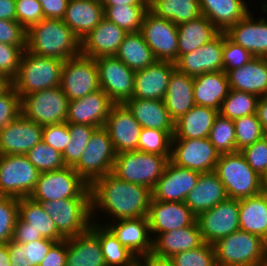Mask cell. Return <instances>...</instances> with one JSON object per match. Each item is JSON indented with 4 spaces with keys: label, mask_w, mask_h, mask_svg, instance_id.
Instances as JSON below:
<instances>
[{
    "label": "cell",
    "mask_w": 267,
    "mask_h": 266,
    "mask_svg": "<svg viewBox=\"0 0 267 266\" xmlns=\"http://www.w3.org/2000/svg\"><path fill=\"white\" fill-rule=\"evenodd\" d=\"M19 198L0 196V243H9L18 219Z\"/></svg>",
    "instance_id": "obj_51"
},
{
    "label": "cell",
    "mask_w": 267,
    "mask_h": 266,
    "mask_svg": "<svg viewBox=\"0 0 267 266\" xmlns=\"http://www.w3.org/2000/svg\"><path fill=\"white\" fill-rule=\"evenodd\" d=\"M138 266H174V264L170 258L159 257L150 253L138 260Z\"/></svg>",
    "instance_id": "obj_64"
},
{
    "label": "cell",
    "mask_w": 267,
    "mask_h": 266,
    "mask_svg": "<svg viewBox=\"0 0 267 266\" xmlns=\"http://www.w3.org/2000/svg\"><path fill=\"white\" fill-rule=\"evenodd\" d=\"M56 242L57 241L42 238L25 243V245H28L29 265L39 266V264L42 262V260L49 252L50 248Z\"/></svg>",
    "instance_id": "obj_59"
},
{
    "label": "cell",
    "mask_w": 267,
    "mask_h": 266,
    "mask_svg": "<svg viewBox=\"0 0 267 266\" xmlns=\"http://www.w3.org/2000/svg\"><path fill=\"white\" fill-rule=\"evenodd\" d=\"M105 17L127 33L140 31L148 5L103 6Z\"/></svg>",
    "instance_id": "obj_43"
},
{
    "label": "cell",
    "mask_w": 267,
    "mask_h": 266,
    "mask_svg": "<svg viewBox=\"0 0 267 266\" xmlns=\"http://www.w3.org/2000/svg\"><path fill=\"white\" fill-rule=\"evenodd\" d=\"M256 114L261 123L264 133L267 135V96L259 97Z\"/></svg>",
    "instance_id": "obj_66"
},
{
    "label": "cell",
    "mask_w": 267,
    "mask_h": 266,
    "mask_svg": "<svg viewBox=\"0 0 267 266\" xmlns=\"http://www.w3.org/2000/svg\"><path fill=\"white\" fill-rule=\"evenodd\" d=\"M127 32L104 17L100 23L81 40V54L99 58L115 56Z\"/></svg>",
    "instance_id": "obj_25"
},
{
    "label": "cell",
    "mask_w": 267,
    "mask_h": 266,
    "mask_svg": "<svg viewBox=\"0 0 267 266\" xmlns=\"http://www.w3.org/2000/svg\"><path fill=\"white\" fill-rule=\"evenodd\" d=\"M44 18L62 19L69 0H39Z\"/></svg>",
    "instance_id": "obj_62"
},
{
    "label": "cell",
    "mask_w": 267,
    "mask_h": 266,
    "mask_svg": "<svg viewBox=\"0 0 267 266\" xmlns=\"http://www.w3.org/2000/svg\"><path fill=\"white\" fill-rule=\"evenodd\" d=\"M60 87L69 101L100 90L95 59L82 54L66 59L62 66Z\"/></svg>",
    "instance_id": "obj_12"
},
{
    "label": "cell",
    "mask_w": 267,
    "mask_h": 266,
    "mask_svg": "<svg viewBox=\"0 0 267 266\" xmlns=\"http://www.w3.org/2000/svg\"><path fill=\"white\" fill-rule=\"evenodd\" d=\"M147 219L154 239V235L193 225L196 215L185 202H164L151 198Z\"/></svg>",
    "instance_id": "obj_20"
},
{
    "label": "cell",
    "mask_w": 267,
    "mask_h": 266,
    "mask_svg": "<svg viewBox=\"0 0 267 266\" xmlns=\"http://www.w3.org/2000/svg\"><path fill=\"white\" fill-rule=\"evenodd\" d=\"M262 182L264 186H267V171L266 174L262 177Z\"/></svg>",
    "instance_id": "obj_70"
},
{
    "label": "cell",
    "mask_w": 267,
    "mask_h": 266,
    "mask_svg": "<svg viewBox=\"0 0 267 266\" xmlns=\"http://www.w3.org/2000/svg\"><path fill=\"white\" fill-rule=\"evenodd\" d=\"M116 152L104 127L96 128L73 169L90 185L99 177L112 172Z\"/></svg>",
    "instance_id": "obj_10"
},
{
    "label": "cell",
    "mask_w": 267,
    "mask_h": 266,
    "mask_svg": "<svg viewBox=\"0 0 267 266\" xmlns=\"http://www.w3.org/2000/svg\"><path fill=\"white\" fill-rule=\"evenodd\" d=\"M27 30L16 20L0 19V42L26 48Z\"/></svg>",
    "instance_id": "obj_57"
},
{
    "label": "cell",
    "mask_w": 267,
    "mask_h": 266,
    "mask_svg": "<svg viewBox=\"0 0 267 266\" xmlns=\"http://www.w3.org/2000/svg\"><path fill=\"white\" fill-rule=\"evenodd\" d=\"M140 33L157 61L175 63L178 60V31L173 22L157 17L148 10L143 17Z\"/></svg>",
    "instance_id": "obj_14"
},
{
    "label": "cell",
    "mask_w": 267,
    "mask_h": 266,
    "mask_svg": "<svg viewBox=\"0 0 267 266\" xmlns=\"http://www.w3.org/2000/svg\"><path fill=\"white\" fill-rule=\"evenodd\" d=\"M0 19L16 20L15 0H0Z\"/></svg>",
    "instance_id": "obj_65"
},
{
    "label": "cell",
    "mask_w": 267,
    "mask_h": 266,
    "mask_svg": "<svg viewBox=\"0 0 267 266\" xmlns=\"http://www.w3.org/2000/svg\"><path fill=\"white\" fill-rule=\"evenodd\" d=\"M200 172L167 164L164 174L152 189V199L164 202H184L198 182Z\"/></svg>",
    "instance_id": "obj_18"
},
{
    "label": "cell",
    "mask_w": 267,
    "mask_h": 266,
    "mask_svg": "<svg viewBox=\"0 0 267 266\" xmlns=\"http://www.w3.org/2000/svg\"><path fill=\"white\" fill-rule=\"evenodd\" d=\"M26 156L30 163L37 168L40 173L54 171L65 167L62 154L43 141L39 142L29 150L26 153Z\"/></svg>",
    "instance_id": "obj_47"
},
{
    "label": "cell",
    "mask_w": 267,
    "mask_h": 266,
    "mask_svg": "<svg viewBox=\"0 0 267 266\" xmlns=\"http://www.w3.org/2000/svg\"><path fill=\"white\" fill-rule=\"evenodd\" d=\"M0 266H10L8 243H0Z\"/></svg>",
    "instance_id": "obj_69"
},
{
    "label": "cell",
    "mask_w": 267,
    "mask_h": 266,
    "mask_svg": "<svg viewBox=\"0 0 267 266\" xmlns=\"http://www.w3.org/2000/svg\"><path fill=\"white\" fill-rule=\"evenodd\" d=\"M42 136L43 126L20 114L0 129V155H26Z\"/></svg>",
    "instance_id": "obj_17"
},
{
    "label": "cell",
    "mask_w": 267,
    "mask_h": 266,
    "mask_svg": "<svg viewBox=\"0 0 267 266\" xmlns=\"http://www.w3.org/2000/svg\"><path fill=\"white\" fill-rule=\"evenodd\" d=\"M90 230L99 238L106 266H138L139 259L121 244L105 223L92 220Z\"/></svg>",
    "instance_id": "obj_39"
},
{
    "label": "cell",
    "mask_w": 267,
    "mask_h": 266,
    "mask_svg": "<svg viewBox=\"0 0 267 266\" xmlns=\"http://www.w3.org/2000/svg\"><path fill=\"white\" fill-rule=\"evenodd\" d=\"M115 56L134 71L144 69L157 61L140 31L127 33Z\"/></svg>",
    "instance_id": "obj_41"
},
{
    "label": "cell",
    "mask_w": 267,
    "mask_h": 266,
    "mask_svg": "<svg viewBox=\"0 0 267 266\" xmlns=\"http://www.w3.org/2000/svg\"><path fill=\"white\" fill-rule=\"evenodd\" d=\"M33 201H53L66 198H91L86 181L73 169H62L39 174L36 188L29 196Z\"/></svg>",
    "instance_id": "obj_7"
},
{
    "label": "cell",
    "mask_w": 267,
    "mask_h": 266,
    "mask_svg": "<svg viewBox=\"0 0 267 266\" xmlns=\"http://www.w3.org/2000/svg\"><path fill=\"white\" fill-rule=\"evenodd\" d=\"M230 89L267 96V58L254 57L242 67L227 73Z\"/></svg>",
    "instance_id": "obj_28"
},
{
    "label": "cell",
    "mask_w": 267,
    "mask_h": 266,
    "mask_svg": "<svg viewBox=\"0 0 267 266\" xmlns=\"http://www.w3.org/2000/svg\"><path fill=\"white\" fill-rule=\"evenodd\" d=\"M177 31L178 58L209 43L220 33L212 22L203 15L194 20L179 24Z\"/></svg>",
    "instance_id": "obj_37"
},
{
    "label": "cell",
    "mask_w": 267,
    "mask_h": 266,
    "mask_svg": "<svg viewBox=\"0 0 267 266\" xmlns=\"http://www.w3.org/2000/svg\"><path fill=\"white\" fill-rule=\"evenodd\" d=\"M214 172L224 185L227 197L230 199L248 198L261 193L264 189L262 177L249 166L240 151L220 154Z\"/></svg>",
    "instance_id": "obj_5"
},
{
    "label": "cell",
    "mask_w": 267,
    "mask_h": 266,
    "mask_svg": "<svg viewBox=\"0 0 267 266\" xmlns=\"http://www.w3.org/2000/svg\"><path fill=\"white\" fill-rule=\"evenodd\" d=\"M104 17L101 0H69L62 21L83 40Z\"/></svg>",
    "instance_id": "obj_27"
},
{
    "label": "cell",
    "mask_w": 267,
    "mask_h": 266,
    "mask_svg": "<svg viewBox=\"0 0 267 266\" xmlns=\"http://www.w3.org/2000/svg\"><path fill=\"white\" fill-rule=\"evenodd\" d=\"M41 233H36L33 229L28 227V223L22 221L19 217L14 227V234L12 240L17 243H28L37 239H42Z\"/></svg>",
    "instance_id": "obj_63"
},
{
    "label": "cell",
    "mask_w": 267,
    "mask_h": 266,
    "mask_svg": "<svg viewBox=\"0 0 267 266\" xmlns=\"http://www.w3.org/2000/svg\"><path fill=\"white\" fill-rule=\"evenodd\" d=\"M229 91L230 85L224 71L207 72L194 77L195 105L211 107L219 111Z\"/></svg>",
    "instance_id": "obj_32"
},
{
    "label": "cell",
    "mask_w": 267,
    "mask_h": 266,
    "mask_svg": "<svg viewBox=\"0 0 267 266\" xmlns=\"http://www.w3.org/2000/svg\"><path fill=\"white\" fill-rule=\"evenodd\" d=\"M239 226L240 230L267 241V196L264 191L239 200Z\"/></svg>",
    "instance_id": "obj_38"
},
{
    "label": "cell",
    "mask_w": 267,
    "mask_h": 266,
    "mask_svg": "<svg viewBox=\"0 0 267 266\" xmlns=\"http://www.w3.org/2000/svg\"><path fill=\"white\" fill-rule=\"evenodd\" d=\"M26 48L0 42V73L14 80L19 72L20 61Z\"/></svg>",
    "instance_id": "obj_54"
},
{
    "label": "cell",
    "mask_w": 267,
    "mask_h": 266,
    "mask_svg": "<svg viewBox=\"0 0 267 266\" xmlns=\"http://www.w3.org/2000/svg\"><path fill=\"white\" fill-rule=\"evenodd\" d=\"M148 10L177 26L202 15L199 0H149Z\"/></svg>",
    "instance_id": "obj_42"
},
{
    "label": "cell",
    "mask_w": 267,
    "mask_h": 266,
    "mask_svg": "<svg viewBox=\"0 0 267 266\" xmlns=\"http://www.w3.org/2000/svg\"><path fill=\"white\" fill-rule=\"evenodd\" d=\"M104 128L112 140L116 154L137 150L142 127L124 104H114L111 107Z\"/></svg>",
    "instance_id": "obj_19"
},
{
    "label": "cell",
    "mask_w": 267,
    "mask_h": 266,
    "mask_svg": "<svg viewBox=\"0 0 267 266\" xmlns=\"http://www.w3.org/2000/svg\"><path fill=\"white\" fill-rule=\"evenodd\" d=\"M170 157L138 150L121 152L116 154L111 173L123 181L145 186L152 191L164 174Z\"/></svg>",
    "instance_id": "obj_6"
},
{
    "label": "cell",
    "mask_w": 267,
    "mask_h": 266,
    "mask_svg": "<svg viewBox=\"0 0 267 266\" xmlns=\"http://www.w3.org/2000/svg\"><path fill=\"white\" fill-rule=\"evenodd\" d=\"M124 105L129 109L142 128L167 131L173 137L175 122L170 117L164 100L132 98L127 100Z\"/></svg>",
    "instance_id": "obj_30"
},
{
    "label": "cell",
    "mask_w": 267,
    "mask_h": 266,
    "mask_svg": "<svg viewBox=\"0 0 267 266\" xmlns=\"http://www.w3.org/2000/svg\"><path fill=\"white\" fill-rule=\"evenodd\" d=\"M175 63L156 61L154 64L136 71L132 98L164 100Z\"/></svg>",
    "instance_id": "obj_24"
},
{
    "label": "cell",
    "mask_w": 267,
    "mask_h": 266,
    "mask_svg": "<svg viewBox=\"0 0 267 266\" xmlns=\"http://www.w3.org/2000/svg\"><path fill=\"white\" fill-rule=\"evenodd\" d=\"M249 166L263 177L267 171V135L240 151Z\"/></svg>",
    "instance_id": "obj_53"
},
{
    "label": "cell",
    "mask_w": 267,
    "mask_h": 266,
    "mask_svg": "<svg viewBox=\"0 0 267 266\" xmlns=\"http://www.w3.org/2000/svg\"><path fill=\"white\" fill-rule=\"evenodd\" d=\"M258 99L253 93L230 89L221 103L219 114L231 120L256 114Z\"/></svg>",
    "instance_id": "obj_44"
},
{
    "label": "cell",
    "mask_w": 267,
    "mask_h": 266,
    "mask_svg": "<svg viewBox=\"0 0 267 266\" xmlns=\"http://www.w3.org/2000/svg\"><path fill=\"white\" fill-rule=\"evenodd\" d=\"M106 226L113 232L121 244L138 259L148 256L153 250V238L147 217L110 221Z\"/></svg>",
    "instance_id": "obj_23"
},
{
    "label": "cell",
    "mask_w": 267,
    "mask_h": 266,
    "mask_svg": "<svg viewBox=\"0 0 267 266\" xmlns=\"http://www.w3.org/2000/svg\"><path fill=\"white\" fill-rule=\"evenodd\" d=\"M172 136L167 131L142 128L137 150L150 154L171 156Z\"/></svg>",
    "instance_id": "obj_48"
},
{
    "label": "cell",
    "mask_w": 267,
    "mask_h": 266,
    "mask_svg": "<svg viewBox=\"0 0 267 266\" xmlns=\"http://www.w3.org/2000/svg\"><path fill=\"white\" fill-rule=\"evenodd\" d=\"M170 259L174 266H217L214 245L206 242L198 248L177 253Z\"/></svg>",
    "instance_id": "obj_50"
},
{
    "label": "cell",
    "mask_w": 267,
    "mask_h": 266,
    "mask_svg": "<svg viewBox=\"0 0 267 266\" xmlns=\"http://www.w3.org/2000/svg\"><path fill=\"white\" fill-rule=\"evenodd\" d=\"M114 103L103 90L87 94L68 103L67 123L104 127Z\"/></svg>",
    "instance_id": "obj_22"
},
{
    "label": "cell",
    "mask_w": 267,
    "mask_h": 266,
    "mask_svg": "<svg viewBox=\"0 0 267 266\" xmlns=\"http://www.w3.org/2000/svg\"><path fill=\"white\" fill-rule=\"evenodd\" d=\"M100 89L114 104H124L132 99L136 71L130 69L116 56L95 58Z\"/></svg>",
    "instance_id": "obj_13"
},
{
    "label": "cell",
    "mask_w": 267,
    "mask_h": 266,
    "mask_svg": "<svg viewBox=\"0 0 267 266\" xmlns=\"http://www.w3.org/2000/svg\"><path fill=\"white\" fill-rule=\"evenodd\" d=\"M237 152L254 144L266 134L263 131L257 114L243 116L234 120Z\"/></svg>",
    "instance_id": "obj_49"
},
{
    "label": "cell",
    "mask_w": 267,
    "mask_h": 266,
    "mask_svg": "<svg viewBox=\"0 0 267 266\" xmlns=\"http://www.w3.org/2000/svg\"><path fill=\"white\" fill-rule=\"evenodd\" d=\"M39 174L26 155H0V195L29 197L36 188Z\"/></svg>",
    "instance_id": "obj_11"
},
{
    "label": "cell",
    "mask_w": 267,
    "mask_h": 266,
    "mask_svg": "<svg viewBox=\"0 0 267 266\" xmlns=\"http://www.w3.org/2000/svg\"><path fill=\"white\" fill-rule=\"evenodd\" d=\"M68 97L61 87H53L21 98V114L41 126L66 122Z\"/></svg>",
    "instance_id": "obj_9"
},
{
    "label": "cell",
    "mask_w": 267,
    "mask_h": 266,
    "mask_svg": "<svg viewBox=\"0 0 267 266\" xmlns=\"http://www.w3.org/2000/svg\"><path fill=\"white\" fill-rule=\"evenodd\" d=\"M67 238L56 242L49 250L39 266H66Z\"/></svg>",
    "instance_id": "obj_60"
},
{
    "label": "cell",
    "mask_w": 267,
    "mask_h": 266,
    "mask_svg": "<svg viewBox=\"0 0 267 266\" xmlns=\"http://www.w3.org/2000/svg\"><path fill=\"white\" fill-rule=\"evenodd\" d=\"M38 203L65 238L83 234L91 227V198H66Z\"/></svg>",
    "instance_id": "obj_8"
},
{
    "label": "cell",
    "mask_w": 267,
    "mask_h": 266,
    "mask_svg": "<svg viewBox=\"0 0 267 266\" xmlns=\"http://www.w3.org/2000/svg\"><path fill=\"white\" fill-rule=\"evenodd\" d=\"M220 154L209 138L172 139L170 161L200 173L213 172Z\"/></svg>",
    "instance_id": "obj_15"
},
{
    "label": "cell",
    "mask_w": 267,
    "mask_h": 266,
    "mask_svg": "<svg viewBox=\"0 0 267 266\" xmlns=\"http://www.w3.org/2000/svg\"><path fill=\"white\" fill-rule=\"evenodd\" d=\"M219 111L200 105L193 106L185 115L175 121L172 139H196L209 137Z\"/></svg>",
    "instance_id": "obj_35"
},
{
    "label": "cell",
    "mask_w": 267,
    "mask_h": 266,
    "mask_svg": "<svg viewBox=\"0 0 267 266\" xmlns=\"http://www.w3.org/2000/svg\"><path fill=\"white\" fill-rule=\"evenodd\" d=\"M13 87V80L0 73V96L7 93Z\"/></svg>",
    "instance_id": "obj_68"
},
{
    "label": "cell",
    "mask_w": 267,
    "mask_h": 266,
    "mask_svg": "<svg viewBox=\"0 0 267 266\" xmlns=\"http://www.w3.org/2000/svg\"><path fill=\"white\" fill-rule=\"evenodd\" d=\"M193 82V76H189L177 68L170 75L164 103L174 122L195 106Z\"/></svg>",
    "instance_id": "obj_33"
},
{
    "label": "cell",
    "mask_w": 267,
    "mask_h": 266,
    "mask_svg": "<svg viewBox=\"0 0 267 266\" xmlns=\"http://www.w3.org/2000/svg\"><path fill=\"white\" fill-rule=\"evenodd\" d=\"M149 0H101L103 6L148 5Z\"/></svg>",
    "instance_id": "obj_67"
},
{
    "label": "cell",
    "mask_w": 267,
    "mask_h": 266,
    "mask_svg": "<svg viewBox=\"0 0 267 266\" xmlns=\"http://www.w3.org/2000/svg\"><path fill=\"white\" fill-rule=\"evenodd\" d=\"M16 21L26 30L44 18L39 0H15Z\"/></svg>",
    "instance_id": "obj_55"
},
{
    "label": "cell",
    "mask_w": 267,
    "mask_h": 266,
    "mask_svg": "<svg viewBox=\"0 0 267 266\" xmlns=\"http://www.w3.org/2000/svg\"><path fill=\"white\" fill-rule=\"evenodd\" d=\"M224 185L218 175L213 172L200 173L199 179L185 199L186 206L197 216L199 213L212 209L227 199Z\"/></svg>",
    "instance_id": "obj_31"
},
{
    "label": "cell",
    "mask_w": 267,
    "mask_h": 266,
    "mask_svg": "<svg viewBox=\"0 0 267 266\" xmlns=\"http://www.w3.org/2000/svg\"><path fill=\"white\" fill-rule=\"evenodd\" d=\"M89 188L92 220L95 211H105L114 221L147 217L152 198L149 188L123 181L112 173L97 178Z\"/></svg>",
    "instance_id": "obj_1"
},
{
    "label": "cell",
    "mask_w": 267,
    "mask_h": 266,
    "mask_svg": "<svg viewBox=\"0 0 267 266\" xmlns=\"http://www.w3.org/2000/svg\"><path fill=\"white\" fill-rule=\"evenodd\" d=\"M253 58L254 56L248 50L233 42L224 32L223 71L225 73L242 67Z\"/></svg>",
    "instance_id": "obj_52"
},
{
    "label": "cell",
    "mask_w": 267,
    "mask_h": 266,
    "mask_svg": "<svg viewBox=\"0 0 267 266\" xmlns=\"http://www.w3.org/2000/svg\"><path fill=\"white\" fill-rule=\"evenodd\" d=\"M66 266H106L99 238L90 229L67 238Z\"/></svg>",
    "instance_id": "obj_36"
},
{
    "label": "cell",
    "mask_w": 267,
    "mask_h": 266,
    "mask_svg": "<svg viewBox=\"0 0 267 266\" xmlns=\"http://www.w3.org/2000/svg\"><path fill=\"white\" fill-rule=\"evenodd\" d=\"M97 127L85 124L68 123L70 140L62 153V159L67 167H74L86 148L89 139Z\"/></svg>",
    "instance_id": "obj_45"
},
{
    "label": "cell",
    "mask_w": 267,
    "mask_h": 266,
    "mask_svg": "<svg viewBox=\"0 0 267 266\" xmlns=\"http://www.w3.org/2000/svg\"><path fill=\"white\" fill-rule=\"evenodd\" d=\"M65 60L41 57L27 50L22 54L19 72L13 87L20 98L61 84V71Z\"/></svg>",
    "instance_id": "obj_4"
},
{
    "label": "cell",
    "mask_w": 267,
    "mask_h": 266,
    "mask_svg": "<svg viewBox=\"0 0 267 266\" xmlns=\"http://www.w3.org/2000/svg\"><path fill=\"white\" fill-rule=\"evenodd\" d=\"M8 251L10 266H31L29 265L28 245L11 240L8 243Z\"/></svg>",
    "instance_id": "obj_61"
},
{
    "label": "cell",
    "mask_w": 267,
    "mask_h": 266,
    "mask_svg": "<svg viewBox=\"0 0 267 266\" xmlns=\"http://www.w3.org/2000/svg\"><path fill=\"white\" fill-rule=\"evenodd\" d=\"M18 217L28 223V227L43 238L53 241L66 239L58 230L51 217L44 211L40 203L30 197L19 198Z\"/></svg>",
    "instance_id": "obj_40"
},
{
    "label": "cell",
    "mask_w": 267,
    "mask_h": 266,
    "mask_svg": "<svg viewBox=\"0 0 267 266\" xmlns=\"http://www.w3.org/2000/svg\"><path fill=\"white\" fill-rule=\"evenodd\" d=\"M263 191L265 192L266 196H267V186H264Z\"/></svg>",
    "instance_id": "obj_71"
},
{
    "label": "cell",
    "mask_w": 267,
    "mask_h": 266,
    "mask_svg": "<svg viewBox=\"0 0 267 266\" xmlns=\"http://www.w3.org/2000/svg\"><path fill=\"white\" fill-rule=\"evenodd\" d=\"M225 33L233 42L241 45L254 57L267 58V21L265 17L255 20L249 13Z\"/></svg>",
    "instance_id": "obj_26"
},
{
    "label": "cell",
    "mask_w": 267,
    "mask_h": 266,
    "mask_svg": "<svg viewBox=\"0 0 267 266\" xmlns=\"http://www.w3.org/2000/svg\"><path fill=\"white\" fill-rule=\"evenodd\" d=\"M213 245L217 266H262L267 260V241L240 229Z\"/></svg>",
    "instance_id": "obj_3"
},
{
    "label": "cell",
    "mask_w": 267,
    "mask_h": 266,
    "mask_svg": "<svg viewBox=\"0 0 267 266\" xmlns=\"http://www.w3.org/2000/svg\"><path fill=\"white\" fill-rule=\"evenodd\" d=\"M203 16L220 31L226 32L251 11L245 0H199Z\"/></svg>",
    "instance_id": "obj_34"
},
{
    "label": "cell",
    "mask_w": 267,
    "mask_h": 266,
    "mask_svg": "<svg viewBox=\"0 0 267 266\" xmlns=\"http://www.w3.org/2000/svg\"><path fill=\"white\" fill-rule=\"evenodd\" d=\"M204 242L214 244L218 240L240 229L239 200L227 198L212 209L196 216Z\"/></svg>",
    "instance_id": "obj_16"
},
{
    "label": "cell",
    "mask_w": 267,
    "mask_h": 266,
    "mask_svg": "<svg viewBox=\"0 0 267 266\" xmlns=\"http://www.w3.org/2000/svg\"><path fill=\"white\" fill-rule=\"evenodd\" d=\"M262 266H267V260H266V262Z\"/></svg>",
    "instance_id": "obj_72"
},
{
    "label": "cell",
    "mask_w": 267,
    "mask_h": 266,
    "mask_svg": "<svg viewBox=\"0 0 267 266\" xmlns=\"http://www.w3.org/2000/svg\"><path fill=\"white\" fill-rule=\"evenodd\" d=\"M42 141L47 145L55 148L61 154L70 140V132L68 129V123L63 122L59 124L43 126Z\"/></svg>",
    "instance_id": "obj_58"
},
{
    "label": "cell",
    "mask_w": 267,
    "mask_h": 266,
    "mask_svg": "<svg viewBox=\"0 0 267 266\" xmlns=\"http://www.w3.org/2000/svg\"><path fill=\"white\" fill-rule=\"evenodd\" d=\"M21 114V98L12 87L0 96V129L11 123Z\"/></svg>",
    "instance_id": "obj_56"
},
{
    "label": "cell",
    "mask_w": 267,
    "mask_h": 266,
    "mask_svg": "<svg viewBox=\"0 0 267 266\" xmlns=\"http://www.w3.org/2000/svg\"><path fill=\"white\" fill-rule=\"evenodd\" d=\"M26 50L66 60L81 54V40L62 19L43 18L27 30Z\"/></svg>",
    "instance_id": "obj_2"
},
{
    "label": "cell",
    "mask_w": 267,
    "mask_h": 266,
    "mask_svg": "<svg viewBox=\"0 0 267 266\" xmlns=\"http://www.w3.org/2000/svg\"><path fill=\"white\" fill-rule=\"evenodd\" d=\"M208 138L219 154L237 152L234 120L218 114Z\"/></svg>",
    "instance_id": "obj_46"
},
{
    "label": "cell",
    "mask_w": 267,
    "mask_h": 266,
    "mask_svg": "<svg viewBox=\"0 0 267 266\" xmlns=\"http://www.w3.org/2000/svg\"><path fill=\"white\" fill-rule=\"evenodd\" d=\"M224 32L196 50L181 55L175 62L176 68L189 76L207 72L223 71Z\"/></svg>",
    "instance_id": "obj_21"
},
{
    "label": "cell",
    "mask_w": 267,
    "mask_h": 266,
    "mask_svg": "<svg viewBox=\"0 0 267 266\" xmlns=\"http://www.w3.org/2000/svg\"><path fill=\"white\" fill-rule=\"evenodd\" d=\"M204 243L197 222L193 225L160 233L153 239L152 254L171 258L177 253L198 248Z\"/></svg>",
    "instance_id": "obj_29"
}]
</instances>
